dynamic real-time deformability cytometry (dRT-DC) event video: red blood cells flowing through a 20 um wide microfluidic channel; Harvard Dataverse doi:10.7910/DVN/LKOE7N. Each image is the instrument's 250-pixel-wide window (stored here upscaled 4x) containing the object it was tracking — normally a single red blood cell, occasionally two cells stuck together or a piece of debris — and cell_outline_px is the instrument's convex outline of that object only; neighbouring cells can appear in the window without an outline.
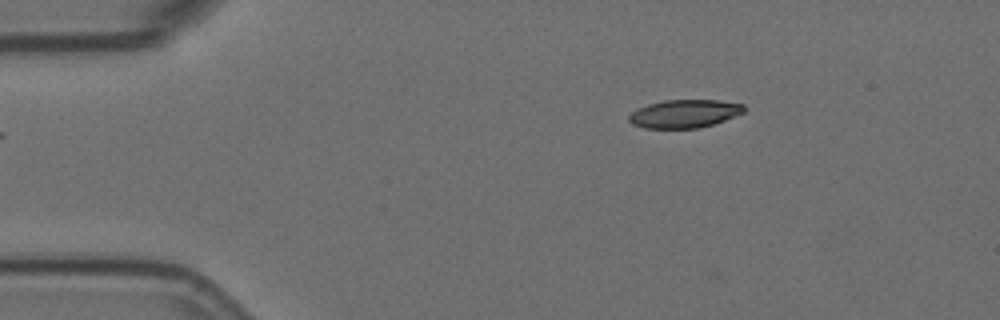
{"species": "Egyptian fruit bat (a non-hibernating species)", "species_latin": "Rousettus aegyptiacus", "temperature_condition": "room temperature", "stored_images_in_passage": 3, "camera_frame_rate_fps": 3000, "um_per_image_px": 0.085, "animal": {"sex": "female"}, "frame": {"image": 1, "passage_image": 1, "time_ms": 0.0, "image_size_px": [1000, 320], "cell_outline_px": [[744, 112], [724, 120], [700, 128], [644, 128], [632, 124], [628, 120], [628, 116], [636, 108], [648, 104], [664, 100], [720, 100], [744, 104]], "centroid_in_image_um": [58.15, 9.66], "position_along_channel_um": 26.9, "area_um2": 18.9}}